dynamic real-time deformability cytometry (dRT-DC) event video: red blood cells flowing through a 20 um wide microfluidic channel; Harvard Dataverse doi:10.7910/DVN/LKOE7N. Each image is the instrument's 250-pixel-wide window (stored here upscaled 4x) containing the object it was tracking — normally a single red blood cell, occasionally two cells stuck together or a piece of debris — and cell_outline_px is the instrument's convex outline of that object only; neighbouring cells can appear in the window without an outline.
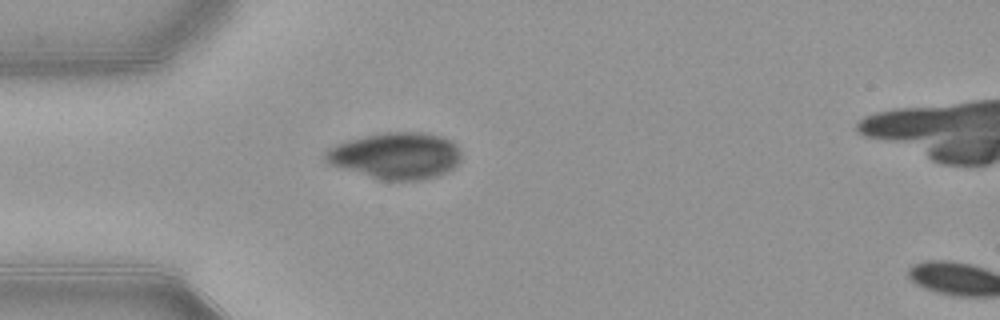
{"species": "common noctule bat (a hibernating species)", "species_latin": "Nyctalus noctula", "temperature_condition": "warm", "stored_images_in_passage": 3, "camera_frame_rate_fps": 3000, "um_per_image_px": 0.085, "animal": {"sex": "female", "body_mass_g": 21.9}, "frame": {"image": 1, "passage_image": 1, "time_ms": 0.0, "image_size_px": [1000, 320], "cell_outline_px": [[460, 160], [448, 172], [436, 176], [420, 180], [384, 180], [328, 164], [324, 156], [324, 152], [328, 148], [348, 140], [380, 132], [424, 132], [440, 136], [452, 140], [460, 148]], "centroid_in_image_um": [33.67, 13.22], "position_along_channel_um": 51.3, "area_um2": 36.76}}